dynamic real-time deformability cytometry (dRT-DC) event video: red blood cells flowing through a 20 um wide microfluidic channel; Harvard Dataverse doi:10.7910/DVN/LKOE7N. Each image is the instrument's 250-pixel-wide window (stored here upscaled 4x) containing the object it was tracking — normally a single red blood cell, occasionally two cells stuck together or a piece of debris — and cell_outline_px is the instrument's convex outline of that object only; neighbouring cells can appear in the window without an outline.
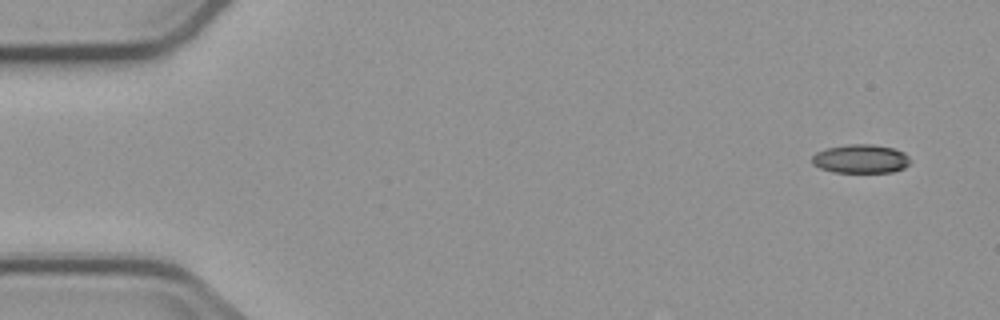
{"species": "common noctule bat (a hibernating species)", "species_latin": "Nyctalus noctula", "temperature_condition": "cold", "stored_images_in_passage": 5, "camera_frame_rate_fps": 3000, "um_per_image_px": 0.085, "animal": {"sex": "male", "body_mass_g": 23.1, "forearm_length_mm": 52.7}, "frame": {"image": 1, "passage_image": 1, "time_ms": 0.0, "image_size_px": [1000, 320], "cell_outline_px": [[912, 160], [904, 168], [892, 172], [832, 172], [820, 168], [812, 164], [812, 156], [816, 152], [828, 148], [848, 144], [872, 144], [892, 148], [904, 152]], "centroid_in_image_um": [73.16, 13.5], "position_along_channel_um": 11.8, "area_um2": 16.47}}
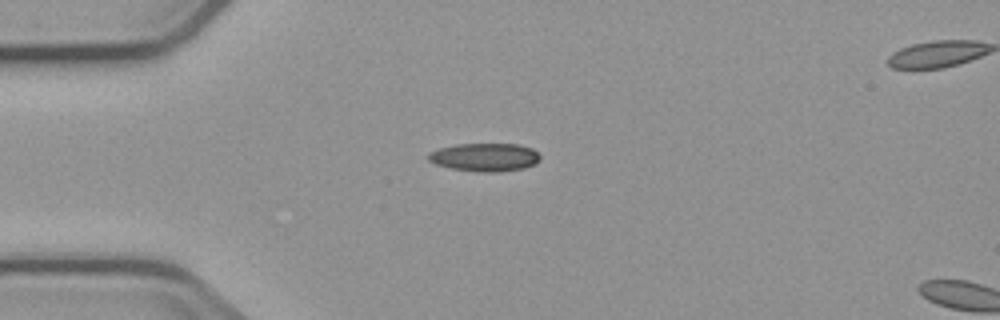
{"frame": {"image": 2, "passage_image": 4, "time_ms": 3.667, "image_size_px": [1000, 320], "cell_outline_px": [[540, 160], [524, 168], [496, 172], [484, 172], [452, 168], [436, 164], [428, 160], [428, 152], [440, 148], [456, 144], [520, 144], [532, 148], [540, 156]], "centroid_in_image_um": [41.2, 13.35], "position_along_channel_um": 43.8, "area_um2": 18.21}}